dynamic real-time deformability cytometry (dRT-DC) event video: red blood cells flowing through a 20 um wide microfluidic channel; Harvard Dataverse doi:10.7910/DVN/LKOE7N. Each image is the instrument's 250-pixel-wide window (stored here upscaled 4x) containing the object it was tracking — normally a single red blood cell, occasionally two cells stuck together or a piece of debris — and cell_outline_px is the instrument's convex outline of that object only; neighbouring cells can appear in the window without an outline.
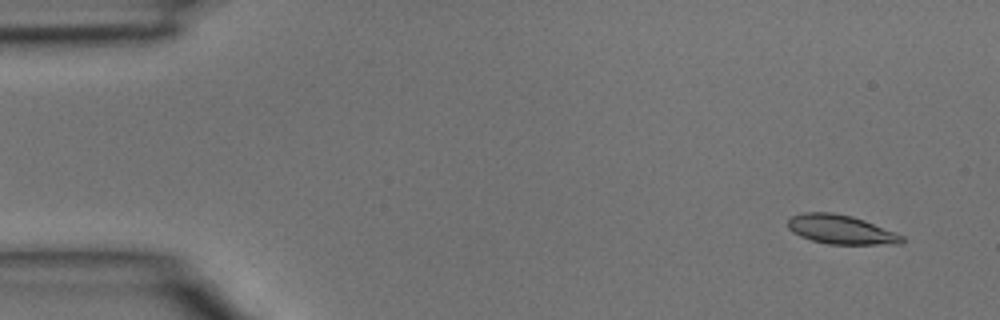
{"species": "common noctule bat (a hibernating species)", "species_latin": "Nyctalus noctula", "temperature_condition": "room temperature", "stored_images_in_passage": 4, "camera_frame_rate_fps": 3000, "um_per_image_px": 0.085, "animal": {"sex": "male", "body_mass_g": 15.6}, "frame": {"image": 1, "passage_image": 1, "time_ms": 0.0, "image_size_px": [1000, 320], "cell_outline_px": [[904, 244], [828, 244], [812, 240], [800, 236], [792, 232], [788, 228], [788, 220], [792, 216], [804, 212], [832, 212], [852, 216], [864, 220], [896, 232], [904, 236]], "centroid_in_image_um": [71.5, 19.51], "position_along_channel_um": 13.5, "area_um2": 19.42}}
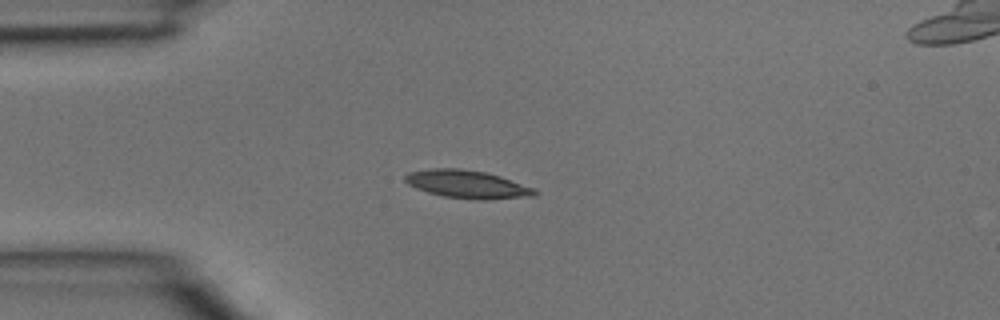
{"frame": {"image": 2, "passage_image": 3, "time_ms": 0.667, "image_size_px": [1000, 320], "cell_outline_px": [[540, 192], [536, 196], [484, 200], [476, 200], [444, 196], [428, 192], [416, 188], [408, 184], [404, 180], [404, 176], [408, 172], [428, 168], [460, 168], [484, 172], [500, 176], [536, 188]], "centroid_in_image_um": [39.75, 15.66], "position_along_channel_um": 45.2, "area_um2": 21.39}}